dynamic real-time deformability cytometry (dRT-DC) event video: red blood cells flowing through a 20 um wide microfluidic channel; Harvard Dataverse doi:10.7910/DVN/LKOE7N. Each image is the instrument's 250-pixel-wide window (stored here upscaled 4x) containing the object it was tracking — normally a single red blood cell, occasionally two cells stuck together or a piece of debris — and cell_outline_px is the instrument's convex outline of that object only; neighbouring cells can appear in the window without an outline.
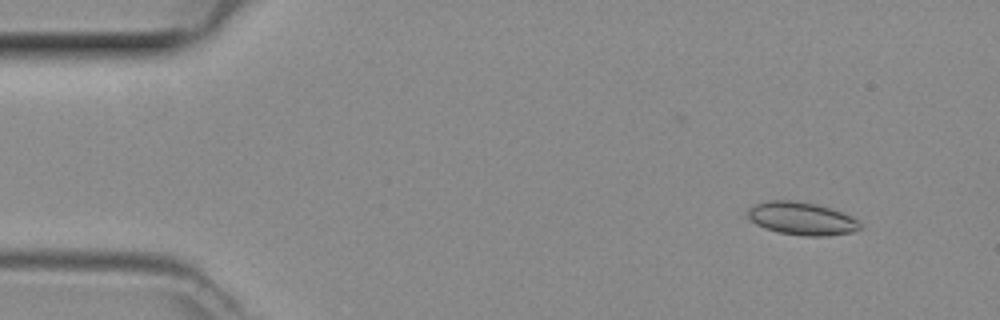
{"species": "common noctule bat (a hibernating species)", "species_latin": "Nyctalus noctula", "temperature_condition": "room temperature", "stored_images_in_passage": 47, "camera_frame_rate_fps": 3000, "um_per_image_px": 0.085, "animal": {"sex": "female", "body_mass_g": 29.2, "forearm_length_mm": 56.3}, "frame": {"image": 1, "passage_image": 3, "time_ms": 0.667, "image_size_px": [1000, 320], "cell_outline_px": [[860, 228], [852, 232], [828, 236], [804, 236], [780, 232], [764, 228], [756, 224], [748, 216], [748, 208], [752, 204], [768, 200], [796, 200], [816, 204], [852, 216], [860, 224]], "centroid_in_image_um": [68.11, 18.57], "position_along_channel_um": 16.9, "area_um2": 21.44}}
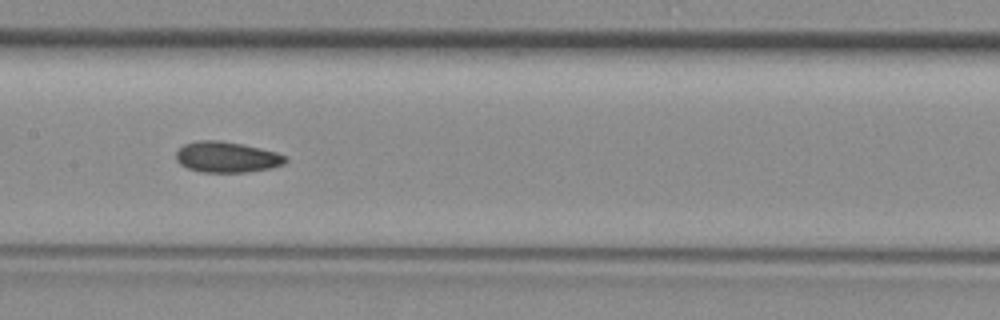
{"frame": {"image": 2, "passage_image": 22, "time_ms": 7.0, "image_size_px": [1000, 320], "cell_outline_px": [[288, 160], [284, 164], [272, 168], [244, 172], [200, 172], [188, 168], [180, 164], [176, 160], [176, 152], [184, 144], [196, 140], [216, 140], [240, 144], [260, 148], [276, 152], [288, 156]], "centroid_in_image_um": [19.28, 13.35], "position_along_channel_um": 188.1, "area_um2": 19.65}}
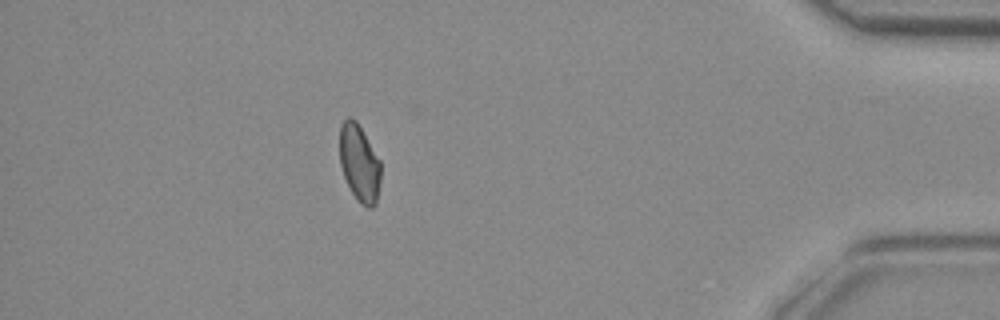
{"frame": {"image": 3, "passage_image": 41, "time_ms": 13.333, "image_size_px": [1000, 320], "cell_outline_px": [[380, 180], [376, 204], [372, 208], [368, 208], [360, 204], [356, 200], [344, 176], [340, 164], [340, 124], [348, 116], [356, 120], [380, 160]], "centroid_in_image_um": [30.54, 13.88], "position_along_channel_um": 404.7, "area_um2": 18.44}}